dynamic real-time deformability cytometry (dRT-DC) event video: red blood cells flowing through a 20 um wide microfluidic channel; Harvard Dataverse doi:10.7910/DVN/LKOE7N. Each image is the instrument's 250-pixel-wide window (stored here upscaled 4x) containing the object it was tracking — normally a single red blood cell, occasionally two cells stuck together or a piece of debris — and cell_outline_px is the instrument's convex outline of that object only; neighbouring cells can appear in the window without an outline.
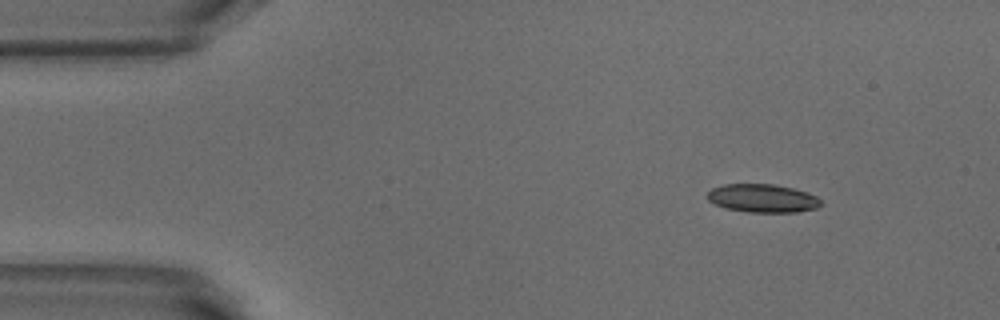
{"species": "common noctule bat (a hibernating species)", "species_latin": "Nyctalus noctula", "temperature_condition": "warm", "stored_images_in_passage": 46, "camera_frame_rate_fps": 3000, "um_per_image_px": 0.085, "animal": {"sex": "male", "body_mass_g": 18.8}, "frame": {"image": 1, "passage_image": 1, "time_ms": 0.0, "image_size_px": [1000, 320], "cell_outline_px": [[820, 204], [816, 208], [796, 212], [748, 212], [724, 208], [708, 200], [708, 192], [712, 188], [724, 184], [772, 184], [792, 188], [816, 196], [820, 200]], "centroid_in_image_um": [64.78, 16.85], "position_along_channel_um": 20.2, "area_um2": 18.5}}
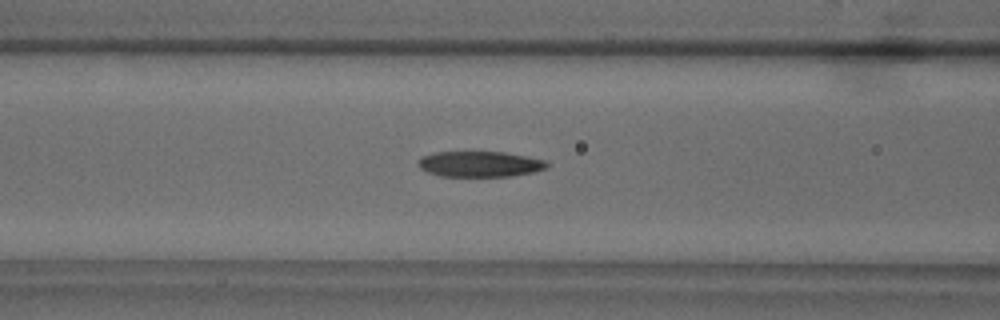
{"frame": {"image": 2, "passage_image": 15, "time_ms": 4.667, "image_size_px": [1000, 320], "cell_outline_px": [[548, 168], [532, 172], [512, 176], [440, 176], [428, 172], [420, 168], [416, 164], [416, 160], [424, 156], [436, 152], [504, 152], [544, 160], [548, 164]], "centroid_in_image_um": [40.75, 13.95], "position_along_channel_um": 125.9, "area_um2": 19.13}}
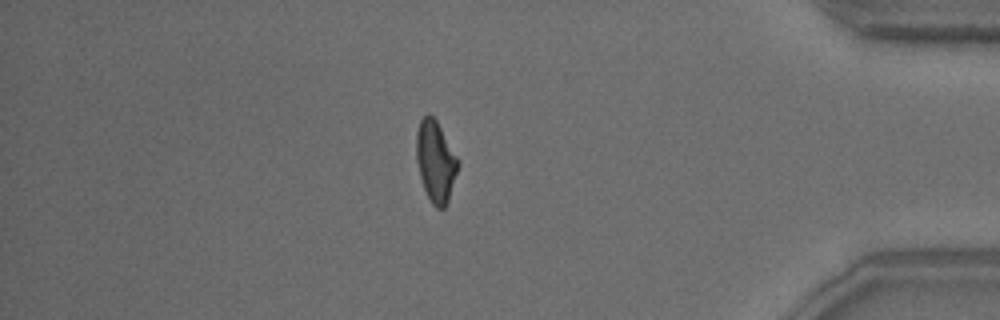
{"frame": {"image": 3, "passage_image": 39, "time_ms": 12.667, "image_size_px": [1000, 320], "cell_outline_px": [[460, 164], [448, 200], [444, 208], [436, 208], [432, 204], [424, 188], [420, 176], [416, 160], [416, 132], [420, 120], [428, 112], [436, 120], [460, 160]], "centroid_in_image_um": [37.03, 13.69], "position_along_channel_um": 398.2, "area_um2": 19.77}, "authors_computed_cell_mechanics": {"area_um2": 19.9699, "velocity_mm_per_s": 3.8759, "shape_relaxation_time_tau1_ms": 6.6823, "shape_relaxation_time_tau2_ms": 2.6313, "deformation_change_tau1": 0.1927, "deformation_change_tau2": 0.1101}}